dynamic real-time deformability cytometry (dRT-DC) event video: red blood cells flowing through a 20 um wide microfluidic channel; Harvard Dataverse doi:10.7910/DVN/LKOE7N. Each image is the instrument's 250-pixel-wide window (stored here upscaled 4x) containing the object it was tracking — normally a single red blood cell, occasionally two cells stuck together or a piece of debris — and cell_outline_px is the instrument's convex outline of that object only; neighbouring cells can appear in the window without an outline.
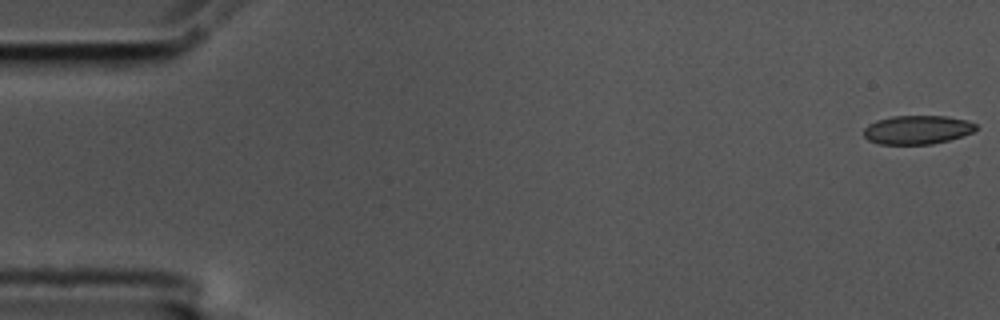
{"species": "common noctule bat (a hibernating species)", "species_latin": "Nyctalus noctula", "temperature_condition": "cold", "stored_images_in_passage": 56, "camera_frame_rate_fps": 3000, "um_per_image_px": 0.085, "animal": {"sex": "male", "body_mass_g": 17.5, "forearm_length_mm": 52.3}, "frame": {"image": 1, "passage_image": 1, "time_ms": 0.0, "image_size_px": [1000, 320], "cell_outline_px": [[976, 128], [972, 132], [948, 140], [932, 144], [880, 144], [868, 140], [864, 136], [864, 128], [868, 124], [876, 120], [892, 116], [944, 116], [968, 120], [976, 124]], "centroid_in_image_um": [77.94, 11.02], "position_along_channel_um": 7.1, "area_um2": 18.73}}
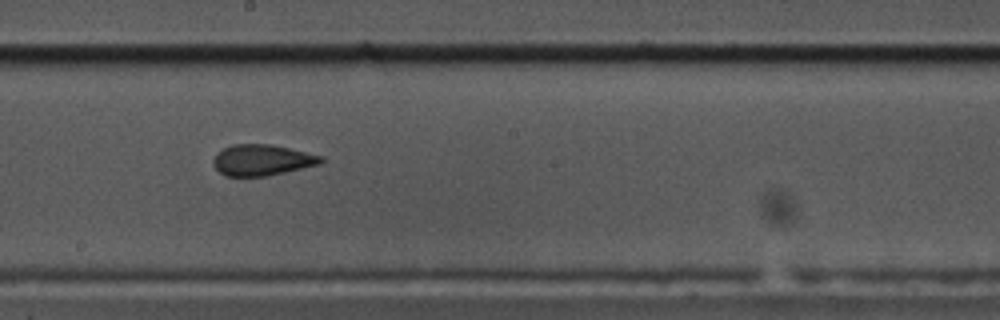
{"frame": {"image": 2, "passage_image": 31, "time_ms": 10.0, "image_size_px": [1000, 320], "cell_outline_px": [[324, 160], [320, 164], [268, 176], [224, 176], [212, 164], [212, 160], [216, 152], [232, 144], [272, 144], [324, 156]], "centroid_in_image_um": [22.26, 13.6], "position_along_channel_um": 225.9, "area_um2": 19.65}}
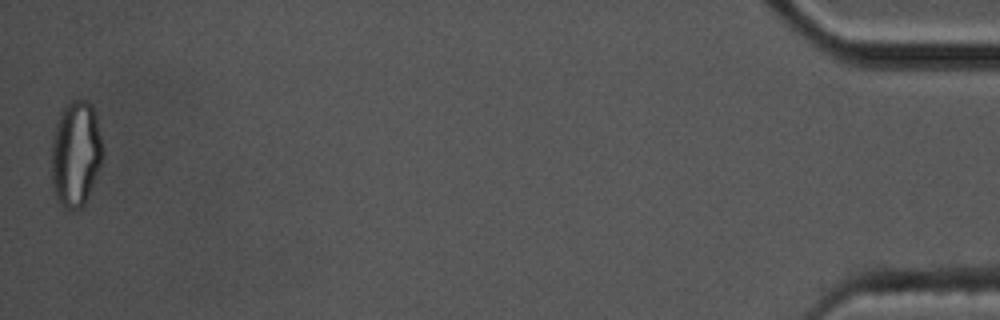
{"frame": {"image": 3, "passage_image": 56, "time_ms": 18.333, "image_size_px": [1000, 320], "cell_outline_px": [[104, 152], [100, 164], [88, 196], [84, 204], [80, 208], [64, 208], [56, 196], [52, 188], [52, 140], [56, 124], [60, 112], [72, 100], [84, 100], [92, 104], [96, 116], [104, 148]], "centroid_in_image_um": [6.44, 13.05], "position_along_channel_um": 428.8, "area_um2": 31.39}, "authors_computed_cell_mechanics": {"area_um2": 19.8832, "velocity_mm_per_s": 3.5682, "shape_relaxation_time_tau1_ms": null, "shape_relaxation_time_tau2_ms": 1.7201, "deformation_change_tau1": null, "deformation_change_tau2": 0.0929}}